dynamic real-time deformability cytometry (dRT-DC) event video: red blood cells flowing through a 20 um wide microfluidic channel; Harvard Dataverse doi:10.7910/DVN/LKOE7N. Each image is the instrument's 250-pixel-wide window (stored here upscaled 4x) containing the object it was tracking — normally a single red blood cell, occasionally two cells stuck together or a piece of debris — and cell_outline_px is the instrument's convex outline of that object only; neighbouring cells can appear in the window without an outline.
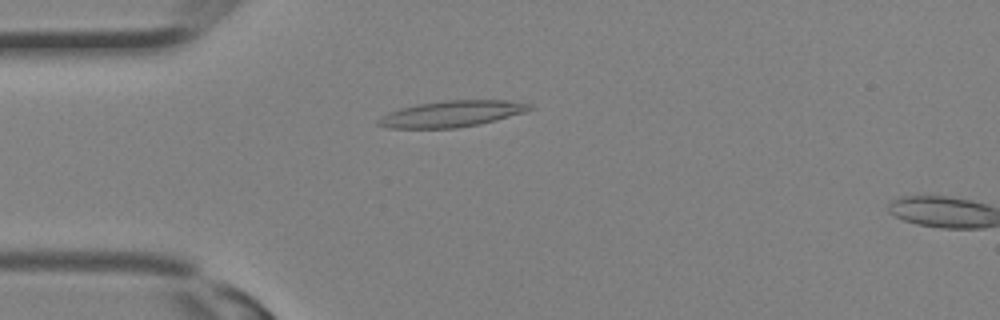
{"species": "Egyptian fruit bat (a non-hibernating species)", "species_latin": "Rousettus aegyptiacus", "temperature_condition": "room temperature", "stored_images_in_passage": 2, "camera_frame_rate_fps": 3000, "um_per_image_px": 0.085, "animal": {"sex": "female"}, "frame": {"image": 1, "passage_image": 1, "time_ms": 0.0, "image_size_px": [1000, 320], "cell_outline_px": [[536, 108], [524, 112], [496, 120], [480, 124], [456, 128], [388, 128], [376, 124], [376, 120], [380, 116], [388, 112], [400, 108], [420, 104], [444, 100], [504, 100], [532, 104]], "centroid_in_image_um": [38.38, 9.68], "position_along_channel_um": 46.6, "area_um2": 23.18}}